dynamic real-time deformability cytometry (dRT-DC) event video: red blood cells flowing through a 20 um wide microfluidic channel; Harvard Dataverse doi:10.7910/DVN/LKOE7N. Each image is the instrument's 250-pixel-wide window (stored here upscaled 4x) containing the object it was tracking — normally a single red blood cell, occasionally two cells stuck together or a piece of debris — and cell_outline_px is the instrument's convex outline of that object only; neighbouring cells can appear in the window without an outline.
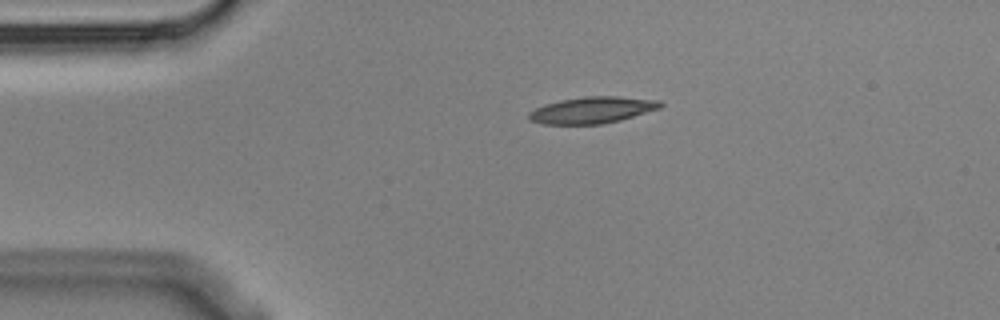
{"species": "Egyptian fruit bat (a non-hibernating species)", "species_latin": "Rousettus aegyptiacus", "temperature_condition": "cold", "stored_images_in_passage": 2, "camera_frame_rate_fps": 3000, "um_per_image_px": 0.085, "animal": {"sex": "male"}, "frame": {"image": 1, "passage_image": 1, "time_ms": 0.0, "image_size_px": [1000, 320], "cell_outline_px": [[664, 104], [660, 108], [620, 120], [600, 124], [544, 124], [528, 120], [528, 112], [536, 108], [560, 100], [584, 96], [616, 96], [660, 100]], "centroid_in_image_um": [50.34, 9.35], "position_along_channel_um": 34.7, "area_um2": 20.23}}